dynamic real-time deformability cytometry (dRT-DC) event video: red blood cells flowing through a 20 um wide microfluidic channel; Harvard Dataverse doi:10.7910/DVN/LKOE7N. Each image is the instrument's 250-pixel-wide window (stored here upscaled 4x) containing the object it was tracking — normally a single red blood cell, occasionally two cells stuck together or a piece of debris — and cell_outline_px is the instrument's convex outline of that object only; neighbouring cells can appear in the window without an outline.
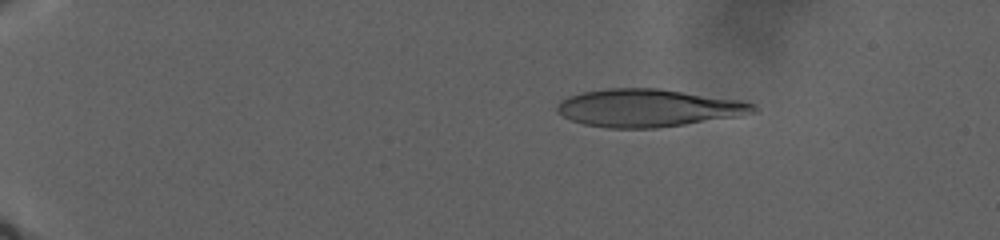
{"species": "human", "species_latin": "Homo sapiens", "temperature_condition": "warm", "stored_images_in_passage": 71, "camera_frame_rate_fps": 3000, "um_per_image_px": 0.085, "donor": {"sex": "male"}, "frame": {"image": 1, "passage_image": 5, "time_ms": 2.333, "image_size_px": [1000, 240], "cell_outline_px": [[760, 108], [756, 112], [740, 116], [656, 128], [608, 128], [584, 124], [572, 120], [564, 116], [556, 108], [556, 104], [560, 100], [568, 96], [584, 92], [608, 88], [660, 88], [744, 100], [756, 104]], "centroid_in_image_um": [55.17, 9.16], "position_along_channel_um": 29.8, "area_um2": 43.41}}
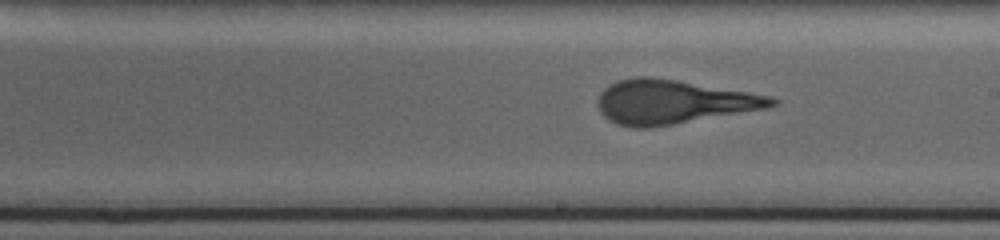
{"frame": {"image": 2, "passage_image": 31, "time_ms": 18.667, "image_size_px": [1000, 240], "cell_outline_px": [[780, 100], [776, 104], [768, 108], [648, 128], [632, 128], [616, 124], [608, 120], [600, 112], [596, 104], [596, 100], [600, 92], [608, 84], [616, 80], [636, 76], [652, 76], [772, 96]], "centroid_in_image_um": [57.14, 8.65], "position_along_channel_um": 231.9, "area_um2": 44.74}}
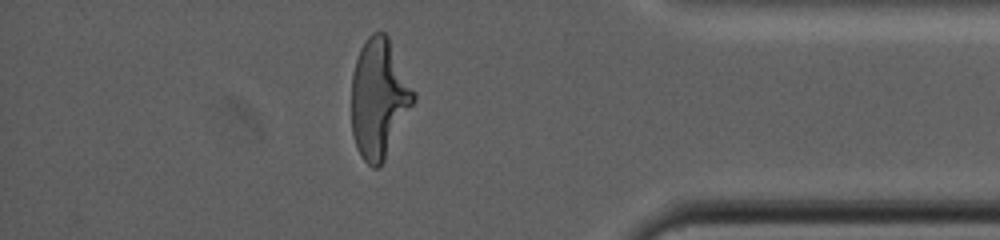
{"frame": {"image": 3, "passage_image": 59, "time_ms": 28.333, "image_size_px": [1000, 240], "cell_outline_px": [[416, 100], [380, 168], [372, 168], [360, 156], [356, 148], [352, 132], [352, 76], [356, 60], [360, 48], [364, 40], [372, 32], [384, 32], [388, 36], [416, 92]], "centroid_in_image_um": [32.22, 8.37], "position_along_channel_um": 403.0, "area_um2": 43.47}}